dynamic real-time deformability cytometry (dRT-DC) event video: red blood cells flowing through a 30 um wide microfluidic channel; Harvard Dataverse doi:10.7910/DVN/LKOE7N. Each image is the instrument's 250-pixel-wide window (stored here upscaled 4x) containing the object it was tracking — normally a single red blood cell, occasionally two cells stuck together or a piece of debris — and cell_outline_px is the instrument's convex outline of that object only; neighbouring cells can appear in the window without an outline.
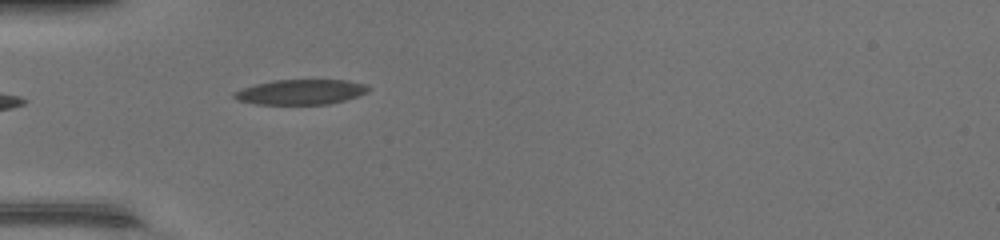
{"species": "common noctule bat (a hibernating species)", "species_latin": "Nyctalus noctula", "temperature_condition": "warm", "stored_images_in_passage": 34, "camera_frame_rate_fps": 3000, "um_per_image_px": 0.085, "animal": {"sex": "female", "body_mass_g": 17.0, "forearm_length_mm": 48.0}, "frame": {"image": 1, "passage_image": 1, "time_ms": 0.0, "image_size_px": [1000, 240], "cell_outline_px": [[372, 88], [368, 92], [344, 100], [328, 104], [256, 104], [236, 100], [232, 96], [232, 92], [256, 84], [272, 80], [348, 80], [368, 84]], "centroid_in_image_um": [25.58, 7.81], "position_along_channel_um": 59.4, "area_um2": 19.71}}
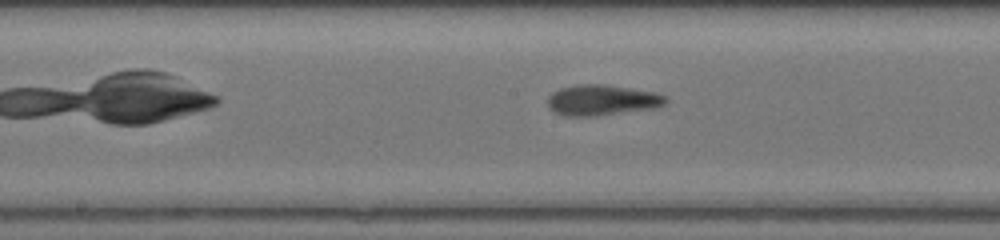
{"frame": {"image": 2, "passage_image": 11, "time_ms": 3.333, "image_size_px": [1000, 240], "cell_outline_px": [[668, 100], [664, 104], [656, 108], [596, 116], [564, 116], [548, 108], [548, 96], [552, 92], [560, 88], [580, 84], [604, 84], [632, 88], [656, 92], [664, 96]], "centroid_in_image_um": [51.16, 8.51], "position_along_channel_um": 197.0, "area_um2": 21.21}}
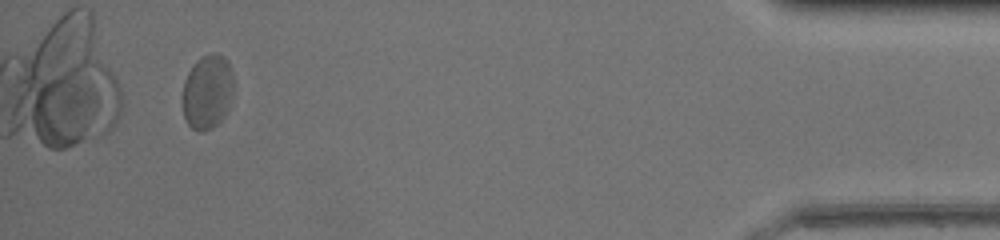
{"frame": {"image": 3, "passage_image": 31, "time_ms": 10.0, "image_size_px": [1000, 240], "cell_outline_px": [[236, 80], [228, 112], [212, 128], [200, 132], [192, 128], [188, 124], [184, 116], [180, 100], [180, 96], [184, 80], [188, 72], [196, 60], [212, 52], [216, 52], [224, 56], [228, 60]], "centroid_in_image_um": [17.64, 7.78], "position_along_channel_um": 417.6, "area_um2": 23.06}, "authors_computed_cell_mechanics": {"area_um2": 21.1259, "velocity_mm_per_s": 4.3078, "shape_relaxation_time_tau1_ms": 4.7046, "shape_relaxation_time_tau2_ms": 1.654, "deformation_change_tau1": 0.1642, "deformation_change_tau2": 0.0769}}